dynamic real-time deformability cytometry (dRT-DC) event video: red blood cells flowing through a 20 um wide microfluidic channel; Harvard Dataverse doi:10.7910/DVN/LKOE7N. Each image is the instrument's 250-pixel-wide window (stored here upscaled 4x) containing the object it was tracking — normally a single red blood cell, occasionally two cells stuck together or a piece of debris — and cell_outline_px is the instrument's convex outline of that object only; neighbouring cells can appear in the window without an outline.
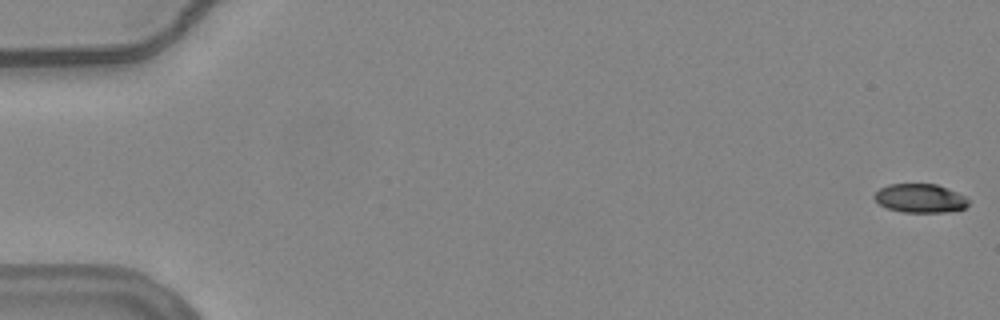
{"species": "common noctule bat (a hibernating species)", "species_latin": "Nyctalus noctula", "temperature_condition": "warm", "stored_images_in_passage": 56, "camera_frame_rate_fps": 3000, "um_per_image_px": 0.085, "animal": {"sex": "female", "body_mass_g": 24.6, "forearm_length_mm": 56.2}, "frame": {"image": 1, "passage_image": 1, "time_ms": 0.0, "image_size_px": [1000, 320], "cell_outline_px": [[968, 204], [964, 208], [948, 212], [904, 212], [888, 208], [880, 204], [872, 196], [880, 188], [888, 184], [936, 184], [956, 192], [964, 196], [968, 200]], "centroid_in_image_um": [78.19, 16.85], "position_along_channel_um": 6.8, "area_um2": 15.61}}
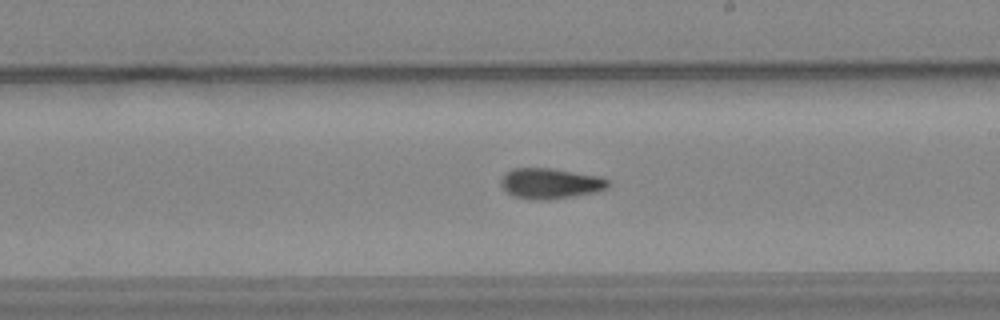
{"frame": {"image": 2, "passage_image": 33, "time_ms": 10.667, "image_size_px": [1000, 320], "cell_outline_px": [[608, 184], [604, 188], [592, 192], [572, 196], [548, 200], [532, 200], [512, 196], [500, 184], [500, 180], [504, 172], [512, 168], [552, 168], [600, 176], [608, 180]], "centroid_in_image_um": [46.69, 15.58], "position_along_channel_um": 242.3, "area_um2": 19.02}}
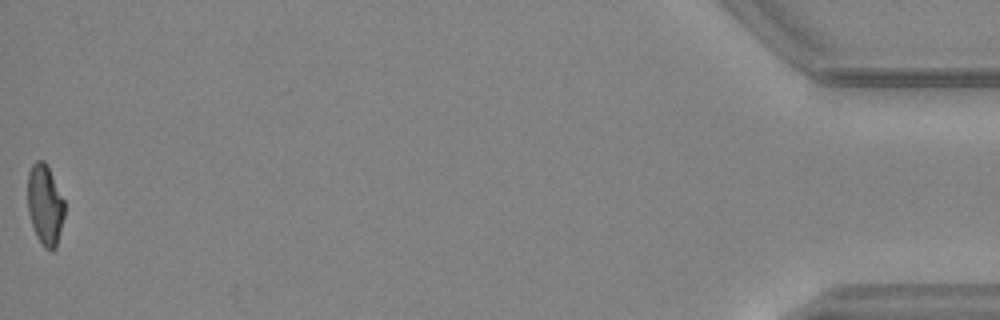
{"frame": {"image": 3, "passage_image": 56, "time_ms": 18.333, "image_size_px": [1000, 320], "cell_outline_px": [[64, 216], [56, 248], [52, 252], [44, 248], [36, 236], [28, 212], [28, 172], [32, 164], [36, 160], [44, 160], [64, 200]], "centroid_in_image_um": [3.82, 17.44], "position_along_channel_um": 431.4, "area_um2": 17.22}, "authors_computed_cell_mechanics": {"area_um2": 18.0914, "velocity_mm_per_s": 3.7678, "shape_relaxation_time_tau1_ms": null, "shape_relaxation_time_tau2_ms": 2.9801, "deformation_change_tau1": null, "deformation_change_tau2": 0.094}}